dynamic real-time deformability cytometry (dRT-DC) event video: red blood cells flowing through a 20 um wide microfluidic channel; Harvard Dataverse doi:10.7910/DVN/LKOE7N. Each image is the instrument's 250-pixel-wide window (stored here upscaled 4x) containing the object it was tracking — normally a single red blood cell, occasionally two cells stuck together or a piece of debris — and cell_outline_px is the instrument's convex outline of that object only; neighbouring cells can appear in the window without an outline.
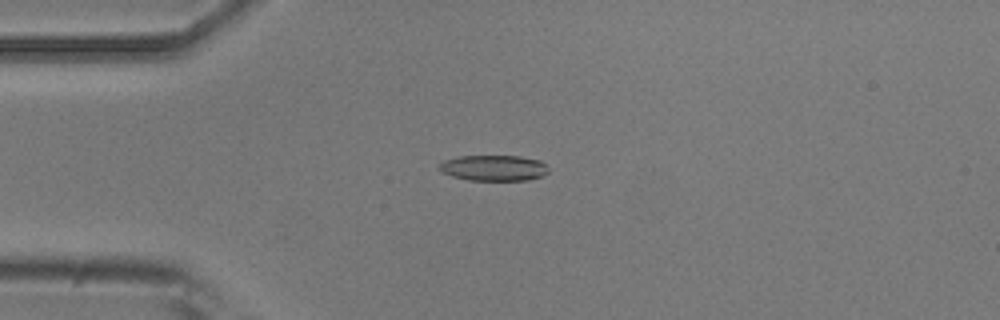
{"species": "common noctule bat (a hibernating species)", "species_latin": "Nyctalus noctula", "temperature_condition": "room temperature", "stored_images_in_passage": 5, "camera_frame_rate_fps": 3000, "um_per_image_px": 0.085, "animal": {"sex": "male", "body_mass_g": 20.5, "forearm_length_mm": 52.5}, "frame": {"image": 1, "passage_image": 4, "time_ms": 3.667, "image_size_px": [1000, 320], "cell_outline_px": [[548, 172], [544, 176], [528, 180], [468, 180], [452, 176], [440, 172], [440, 164], [444, 160], [460, 156], [520, 156], [540, 160], [548, 168]], "centroid_in_image_um": [41.98, 14.28], "position_along_channel_um": 43.0, "area_um2": 16.42}}
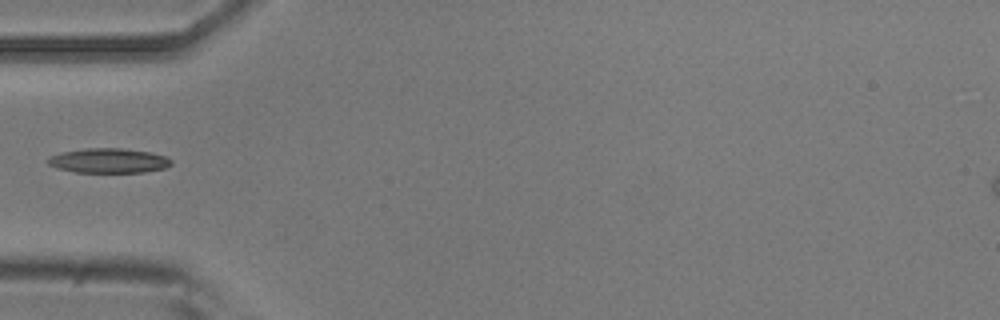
{"frame": {"image": 2, "passage_image": 5, "time_ms": 5.0, "image_size_px": [1000, 320], "cell_outline_px": [[172, 164], [164, 168], [144, 172], [76, 172], [56, 168], [48, 164], [48, 156], [64, 152], [84, 148], [120, 148], [148, 152], [164, 156], [172, 160]], "centroid_in_image_um": [9.21, 13.66], "position_along_channel_um": 75.8, "area_um2": 17.57}}